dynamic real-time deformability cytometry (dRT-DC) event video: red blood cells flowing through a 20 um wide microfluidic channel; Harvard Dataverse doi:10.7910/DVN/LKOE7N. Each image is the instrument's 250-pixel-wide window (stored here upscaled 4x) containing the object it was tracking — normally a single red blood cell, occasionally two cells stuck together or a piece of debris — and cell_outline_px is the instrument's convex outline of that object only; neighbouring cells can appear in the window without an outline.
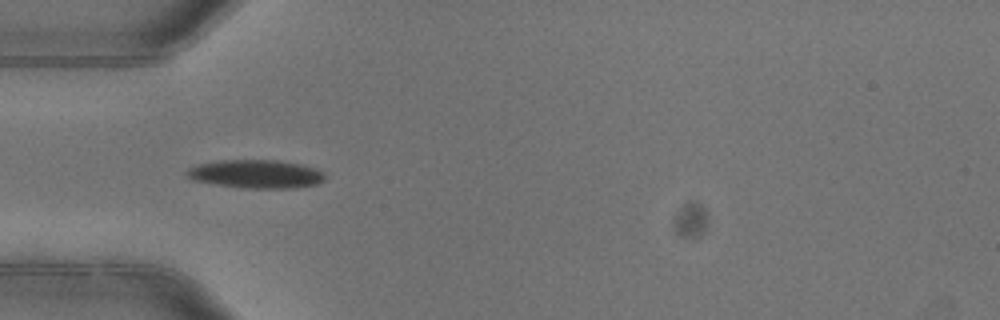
{"species": "common noctule bat (a hibernating species)", "species_latin": "Nyctalus noctula", "temperature_condition": "warm", "stored_images_in_passage": 3, "camera_frame_rate_fps": 3000, "um_per_image_px": 0.085, "animal": {"sex": "female"}, "frame": {"image": 1, "passage_image": 1, "time_ms": 0.0, "image_size_px": [1000, 320], "cell_outline_px": [[324, 180], [316, 184], [292, 188], [244, 188], [216, 184], [192, 180], [184, 172], [188, 168], [196, 164], [216, 160], [276, 160], [304, 164], [324, 172]], "centroid_in_image_um": [21.73, 14.78], "position_along_channel_um": 63.3, "area_um2": 23.0}}